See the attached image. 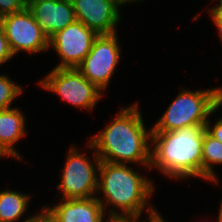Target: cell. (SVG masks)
<instances>
[{
    "mask_svg": "<svg viewBox=\"0 0 222 222\" xmlns=\"http://www.w3.org/2000/svg\"><path fill=\"white\" fill-rule=\"evenodd\" d=\"M139 109L137 103L121 108L110 124L89 140L101 161L140 163L150 168L152 128L146 129Z\"/></svg>",
    "mask_w": 222,
    "mask_h": 222,
    "instance_id": "6da1fadb",
    "label": "cell"
},
{
    "mask_svg": "<svg viewBox=\"0 0 222 222\" xmlns=\"http://www.w3.org/2000/svg\"><path fill=\"white\" fill-rule=\"evenodd\" d=\"M98 201L104 211L107 205L119 208L108 212V217H141L147 207L148 215L156 209L147 201L154 194L152 179L141 176L126 164L101 161L98 170ZM149 204V205H148ZM121 210V211H119Z\"/></svg>",
    "mask_w": 222,
    "mask_h": 222,
    "instance_id": "7a4b0ae2",
    "label": "cell"
},
{
    "mask_svg": "<svg viewBox=\"0 0 222 222\" xmlns=\"http://www.w3.org/2000/svg\"><path fill=\"white\" fill-rule=\"evenodd\" d=\"M206 124L170 132H152L149 170L158 168L171 179H202V147ZM153 146V147H152Z\"/></svg>",
    "mask_w": 222,
    "mask_h": 222,
    "instance_id": "3957f363",
    "label": "cell"
},
{
    "mask_svg": "<svg viewBox=\"0 0 222 222\" xmlns=\"http://www.w3.org/2000/svg\"><path fill=\"white\" fill-rule=\"evenodd\" d=\"M222 106V87L191 91L183 89L152 126V132H170L196 124H206Z\"/></svg>",
    "mask_w": 222,
    "mask_h": 222,
    "instance_id": "277c9868",
    "label": "cell"
},
{
    "mask_svg": "<svg viewBox=\"0 0 222 222\" xmlns=\"http://www.w3.org/2000/svg\"><path fill=\"white\" fill-rule=\"evenodd\" d=\"M87 148L93 149V160L88 158V154H82L75 145L70 147L66 163L62 169L61 181L57 186V189L62 193L61 199L97 196L98 170L101 160L89 141Z\"/></svg>",
    "mask_w": 222,
    "mask_h": 222,
    "instance_id": "5b68a950",
    "label": "cell"
},
{
    "mask_svg": "<svg viewBox=\"0 0 222 222\" xmlns=\"http://www.w3.org/2000/svg\"><path fill=\"white\" fill-rule=\"evenodd\" d=\"M39 85L59 95L63 101L86 110H92L102 98V91L85 78L77 68H53Z\"/></svg>",
    "mask_w": 222,
    "mask_h": 222,
    "instance_id": "8992f818",
    "label": "cell"
},
{
    "mask_svg": "<svg viewBox=\"0 0 222 222\" xmlns=\"http://www.w3.org/2000/svg\"><path fill=\"white\" fill-rule=\"evenodd\" d=\"M117 33L98 35L91 50L77 69L101 91L108 87L119 64L121 49Z\"/></svg>",
    "mask_w": 222,
    "mask_h": 222,
    "instance_id": "52a82bcc",
    "label": "cell"
},
{
    "mask_svg": "<svg viewBox=\"0 0 222 222\" xmlns=\"http://www.w3.org/2000/svg\"><path fill=\"white\" fill-rule=\"evenodd\" d=\"M13 55L19 52L36 54L49 49V38L28 8L2 16L0 23Z\"/></svg>",
    "mask_w": 222,
    "mask_h": 222,
    "instance_id": "ba28073f",
    "label": "cell"
},
{
    "mask_svg": "<svg viewBox=\"0 0 222 222\" xmlns=\"http://www.w3.org/2000/svg\"><path fill=\"white\" fill-rule=\"evenodd\" d=\"M97 36L78 20L56 32L49 38V49H54L61 60L54 68H77L90 52Z\"/></svg>",
    "mask_w": 222,
    "mask_h": 222,
    "instance_id": "9c48e42d",
    "label": "cell"
},
{
    "mask_svg": "<svg viewBox=\"0 0 222 222\" xmlns=\"http://www.w3.org/2000/svg\"><path fill=\"white\" fill-rule=\"evenodd\" d=\"M76 20L93 30L97 35H110L117 32L121 21L122 0H71Z\"/></svg>",
    "mask_w": 222,
    "mask_h": 222,
    "instance_id": "30bf717a",
    "label": "cell"
},
{
    "mask_svg": "<svg viewBox=\"0 0 222 222\" xmlns=\"http://www.w3.org/2000/svg\"><path fill=\"white\" fill-rule=\"evenodd\" d=\"M52 222H106L103 206L95 197L61 199L54 206H43ZM105 220V221H104Z\"/></svg>",
    "mask_w": 222,
    "mask_h": 222,
    "instance_id": "8fae6325",
    "label": "cell"
},
{
    "mask_svg": "<svg viewBox=\"0 0 222 222\" xmlns=\"http://www.w3.org/2000/svg\"><path fill=\"white\" fill-rule=\"evenodd\" d=\"M27 8L48 38L76 20L71 0H37Z\"/></svg>",
    "mask_w": 222,
    "mask_h": 222,
    "instance_id": "7c38bea8",
    "label": "cell"
},
{
    "mask_svg": "<svg viewBox=\"0 0 222 222\" xmlns=\"http://www.w3.org/2000/svg\"><path fill=\"white\" fill-rule=\"evenodd\" d=\"M17 107L0 110V144L12 156L22 160L14 144L26 135L25 115Z\"/></svg>",
    "mask_w": 222,
    "mask_h": 222,
    "instance_id": "4fadbf2b",
    "label": "cell"
},
{
    "mask_svg": "<svg viewBox=\"0 0 222 222\" xmlns=\"http://www.w3.org/2000/svg\"><path fill=\"white\" fill-rule=\"evenodd\" d=\"M30 198L17 190L0 191V222H18L27 212Z\"/></svg>",
    "mask_w": 222,
    "mask_h": 222,
    "instance_id": "5bb4252c",
    "label": "cell"
},
{
    "mask_svg": "<svg viewBox=\"0 0 222 222\" xmlns=\"http://www.w3.org/2000/svg\"><path fill=\"white\" fill-rule=\"evenodd\" d=\"M222 164V143L205 131L202 147V179L218 183L212 165Z\"/></svg>",
    "mask_w": 222,
    "mask_h": 222,
    "instance_id": "9a60e30c",
    "label": "cell"
},
{
    "mask_svg": "<svg viewBox=\"0 0 222 222\" xmlns=\"http://www.w3.org/2000/svg\"><path fill=\"white\" fill-rule=\"evenodd\" d=\"M22 93L21 85L12 81L7 75H0V110L11 108L12 101Z\"/></svg>",
    "mask_w": 222,
    "mask_h": 222,
    "instance_id": "2e32d148",
    "label": "cell"
},
{
    "mask_svg": "<svg viewBox=\"0 0 222 222\" xmlns=\"http://www.w3.org/2000/svg\"><path fill=\"white\" fill-rule=\"evenodd\" d=\"M27 7L22 0H0V15L5 16L23 11Z\"/></svg>",
    "mask_w": 222,
    "mask_h": 222,
    "instance_id": "e0dca14e",
    "label": "cell"
},
{
    "mask_svg": "<svg viewBox=\"0 0 222 222\" xmlns=\"http://www.w3.org/2000/svg\"><path fill=\"white\" fill-rule=\"evenodd\" d=\"M14 57L10 47L6 35L2 27L0 26V66L3 63L11 60Z\"/></svg>",
    "mask_w": 222,
    "mask_h": 222,
    "instance_id": "ac0fdd59",
    "label": "cell"
},
{
    "mask_svg": "<svg viewBox=\"0 0 222 222\" xmlns=\"http://www.w3.org/2000/svg\"><path fill=\"white\" fill-rule=\"evenodd\" d=\"M218 2L219 4H217L215 7H212L208 11L210 12V18L212 17V21L218 29V35L222 40V1Z\"/></svg>",
    "mask_w": 222,
    "mask_h": 222,
    "instance_id": "d6986e66",
    "label": "cell"
},
{
    "mask_svg": "<svg viewBox=\"0 0 222 222\" xmlns=\"http://www.w3.org/2000/svg\"><path fill=\"white\" fill-rule=\"evenodd\" d=\"M211 124L212 122L208 119L205 125L206 131L222 143V116L215 122V125Z\"/></svg>",
    "mask_w": 222,
    "mask_h": 222,
    "instance_id": "ffe728a7",
    "label": "cell"
},
{
    "mask_svg": "<svg viewBox=\"0 0 222 222\" xmlns=\"http://www.w3.org/2000/svg\"><path fill=\"white\" fill-rule=\"evenodd\" d=\"M22 222H52V220L41 210L39 214L30 216Z\"/></svg>",
    "mask_w": 222,
    "mask_h": 222,
    "instance_id": "44dd1931",
    "label": "cell"
},
{
    "mask_svg": "<svg viewBox=\"0 0 222 222\" xmlns=\"http://www.w3.org/2000/svg\"><path fill=\"white\" fill-rule=\"evenodd\" d=\"M106 219V222H141L140 217H107Z\"/></svg>",
    "mask_w": 222,
    "mask_h": 222,
    "instance_id": "7402d4cb",
    "label": "cell"
},
{
    "mask_svg": "<svg viewBox=\"0 0 222 222\" xmlns=\"http://www.w3.org/2000/svg\"><path fill=\"white\" fill-rule=\"evenodd\" d=\"M148 222H166V221H164L160 213L157 210H155L153 213L149 214Z\"/></svg>",
    "mask_w": 222,
    "mask_h": 222,
    "instance_id": "603a6c76",
    "label": "cell"
},
{
    "mask_svg": "<svg viewBox=\"0 0 222 222\" xmlns=\"http://www.w3.org/2000/svg\"><path fill=\"white\" fill-rule=\"evenodd\" d=\"M3 156L12 157L0 144V158H2Z\"/></svg>",
    "mask_w": 222,
    "mask_h": 222,
    "instance_id": "cb8c5ba5",
    "label": "cell"
},
{
    "mask_svg": "<svg viewBox=\"0 0 222 222\" xmlns=\"http://www.w3.org/2000/svg\"><path fill=\"white\" fill-rule=\"evenodd\" d=\"M220 203H221V205L219 207L217 222H222V200Z\"/></svg>",
    "mask_w": 222,
    "mask_h": 222,
    "instance_id": "d4e9b609",
    "label": "cell"
},
{
    "mask_svg": "<svg viewBox=\"0 0 222 222\" xmlns=\"http://www.w3.org/2000/svg\"><path fill=\"white\" fill-rule=\"evenodd\" d=\"M34 1H37V0H22L23 4L28 7L30 4H32Z\"/></svg>",
    "mask_w": 222,
    "mask_h": 222,
    "instance_id": "484cf974",
    "label": "cell"
},
{
    "mask_svg": "<svg viewBox=\"0 0 222 222\" xmlns=\"http://www.w3.org/2000/svg\"><path fill=\"white\" fill-rule=\"evenodd\" d=\"M122 1L126 4V3H130V2H132V3L133 2H138V1L141 2L143 0H122Z\"/></svg>",
    "mask_w": 222,
    "mask_h": 222,
    "instance_id": "4316f807",
    "label": "cell"
}]
</instances>
